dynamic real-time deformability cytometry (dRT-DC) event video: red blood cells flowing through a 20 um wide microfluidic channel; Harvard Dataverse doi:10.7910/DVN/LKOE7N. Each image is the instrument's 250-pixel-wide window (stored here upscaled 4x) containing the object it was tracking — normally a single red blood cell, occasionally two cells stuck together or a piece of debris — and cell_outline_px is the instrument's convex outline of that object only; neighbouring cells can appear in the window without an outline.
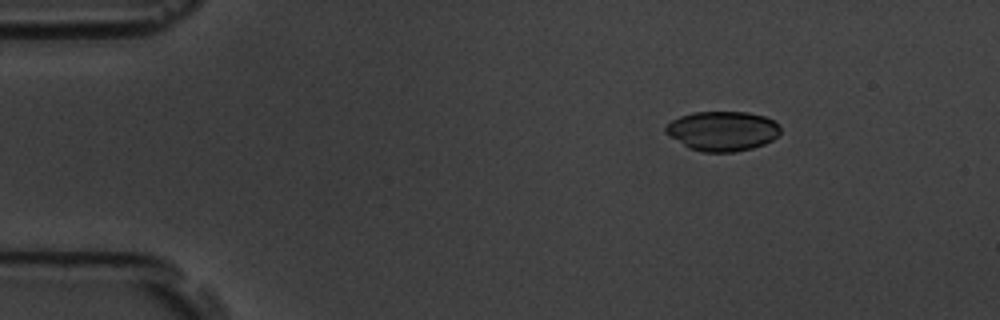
{"species": "common noctule bat (a hibernating species)", "species_latin": "Nyctalus noctula", "temperature_condition": "room temperature", "stored_images_in_passage": 9, "camera_frame_rate_fps": 3000, "um_per_image_px": 0.085, "animal": {"sex": "male", "body_mass_g": 19.5, "forearm_length_mm": 54.6}, "frame": {"image": 1, "passage_image": 1, "time_ms": 0.0, "image_size_px": [1000, 320], "cell_outline_px": [[780, 132], [772, 140], [764, 144], [752, 148], [736, 152], [704, 152], [688, 148], [664, 132], [664, 128], [672, 120], [680, 116], [692, 112], [748, 112], [764, 116], [776, 120], [780, 128]], "centroid_in_image_um": [61.41, 11.13], "position_along_channel_um": 23.6, "area_um2": 26.65}}
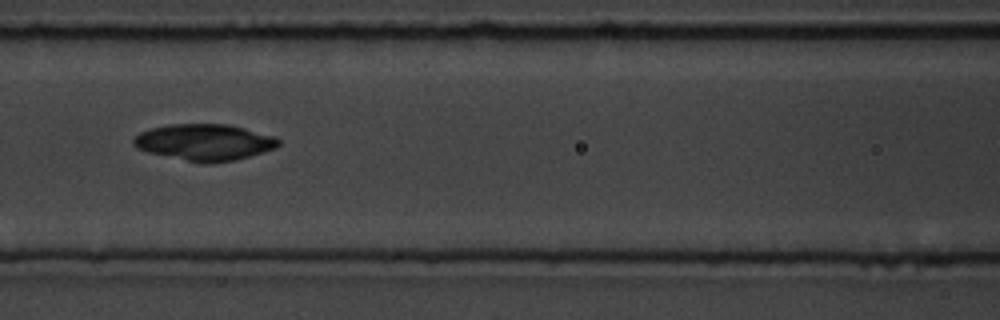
{"frame": {"image": 2, "passage_image": 6, "time_ms": 5.667, "image_size_px": [1000, 320], "cell_outline_px": [[280, 144], [276, 148], [236, 160], [212, 164], [200, 164], [148, 152], [136, 148], [132, 144], [132, 140], [140, 132], [152, 128], [168, 124], [228, 124], [244, 128], [272, 136], [280, 140]], "centroid_in_image_um": [17.36, 12.11], "position_along_channel_um": 149.2, "area_um2": 30.92}}
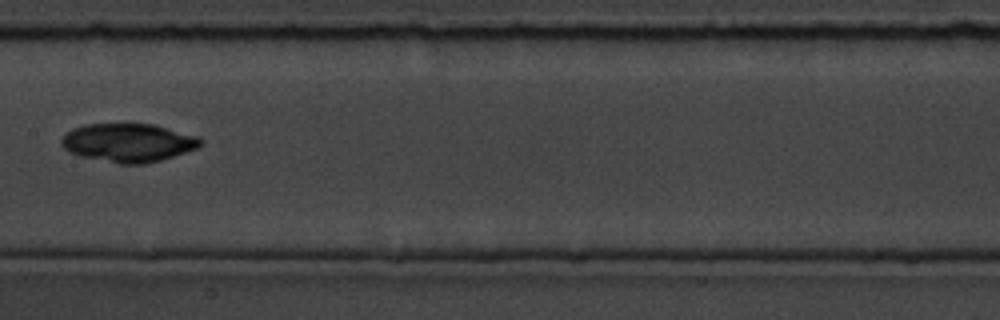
{"frame": {"image": 3, "passage_image": 7, "time_ms": 7.0, "image_size_px": [1000, 320], "cell_outline_px": [[204, 144], [196, 148], [160, 160], [144, 164], [120, 164], [80, 156], [68, 152], [60, 144], [60, 140], [64, 132], [72, 128], [84, 124], [152, 124], [200, 136], [204, 140]], "centroid_in_image_um": [10.88, 12.12], "position_along_channel_um": 196.5, "area_um2": 31.44}}